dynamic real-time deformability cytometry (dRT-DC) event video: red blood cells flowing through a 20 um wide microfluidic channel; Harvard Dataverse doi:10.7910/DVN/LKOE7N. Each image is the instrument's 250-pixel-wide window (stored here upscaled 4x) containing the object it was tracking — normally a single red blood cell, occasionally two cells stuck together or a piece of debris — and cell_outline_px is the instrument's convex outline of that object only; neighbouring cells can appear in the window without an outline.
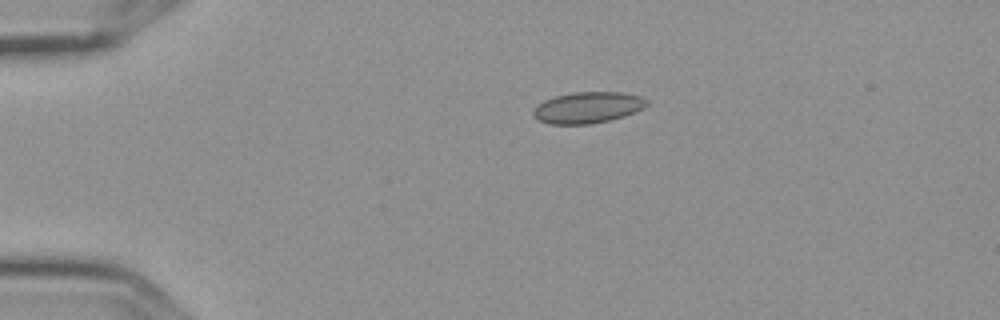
{"species": "Egyptian fruit bat (a non-hibernating species)", "species_latin": "Rousettus aegyptiacus", "temperature_condition": "cold", "stored_images_in_passage": 12, "camera_frame_rate_fps": 3000, "um_per_image_px": 0.085, "frame": {"image": 1, "passage_image": 1, "time_ms": 0.0, "image_size_px": [1000, 320], "cell_outline_px": [[648, 104], [644, 108], [624, 116], [608, 120], [588, 124], [548, 124], [540, 120], [532, 112], [544, 100], [556, 96], [572, 92], [624, 92], [640, 96], [648, 100]], "centroid_in_image_um": [50.0, 9.13], "position_along_channel_um": 35.0, "area_um2": 20.46}}
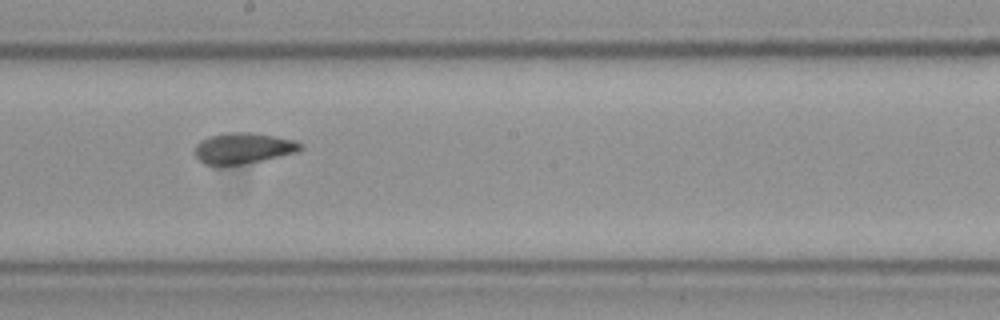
{"frame": {"image": 2, "passage_image": 6, "time_ms": 1.667, "image_size_px": [1000, 320], "cell_outline_px": [[304, 148], [296, 152], [264, 160], [240, 164], [204, 164], [196, 156], [196, 144], [200, 140], [208, 136], [224, 132], [252, 132], [296, 140], [304, 144]], "centroid_in_image_um": [20.71, 12.57], "position_along_channel_um": 227.5, "area_um2": 19.02}}
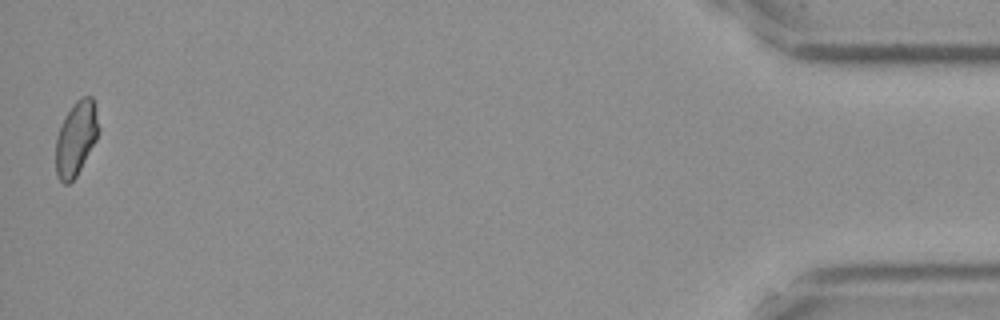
{"frame": {"image": 3, "passage_image": 12, "time_ms": 3.667, "image_size_px": [1000, 320], "cell_outline_px": [[100, 128], [96, 140], [76, 176], [68, 184], [64, 184], [56, 176], [56, 136], [64, 116], [76, 100], [84, 96], [92, 96], [96, 108]], "centroid_in_image_um": [6.46, 11.74], "position_along_channel_um": 428.7, "area_um2": 18.61}}